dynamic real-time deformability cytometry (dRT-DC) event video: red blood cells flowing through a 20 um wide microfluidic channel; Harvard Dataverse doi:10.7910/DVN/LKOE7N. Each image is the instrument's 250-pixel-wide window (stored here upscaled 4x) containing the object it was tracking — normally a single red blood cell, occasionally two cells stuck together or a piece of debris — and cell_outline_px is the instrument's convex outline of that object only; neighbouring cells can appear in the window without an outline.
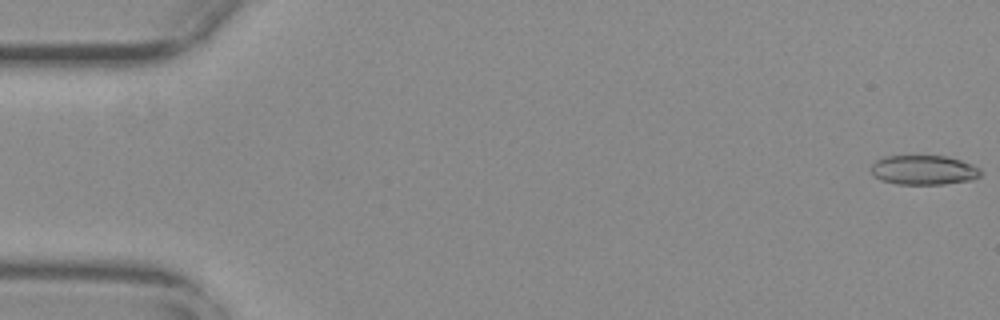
{"species": "common noctule bat (a hibernating species)", "species_latin": "Nyctalus noctula", "temperature_condition": "warm", "stored_images_in_passage": 56, "camera_frame_rate_fps": 3000, "um_per_image_px": 0.085, "animal": {"sex": "female", "body_mass_g": 29.2, "forearm_length_mm": 56.3}, "frame": {"image": 1, "passage_image": 1, "time_ms": 0.0, "image_size_px": [1000, 320], "cell_outline_px": [[980, 176], [972, 180], [944, 184], [896, 184], [880, 180], [872, 176], [872, 164], [876, 160], [884, 156], [944, 156], [960, 160], [972, 164], [980, 168]], "centroid_in_image_um": [78.5, 14.46], "position_along_channel_um": 6.5, "area_um2": 18.9}}
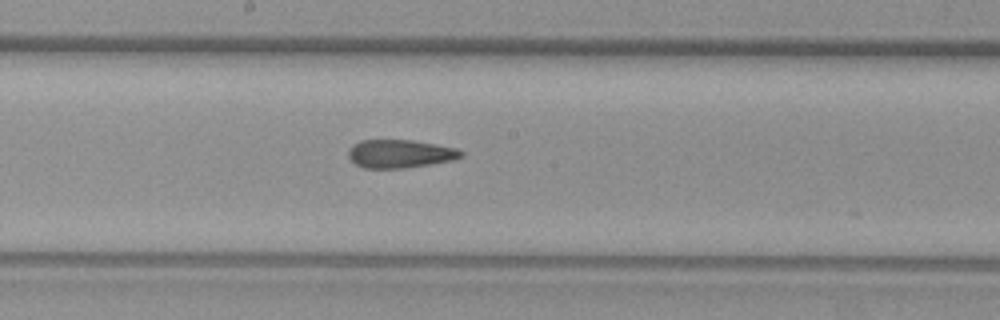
{"frame": {"image": 2, "passage_image": 30, "time_ms": 9.667, "image_size_px": [1000, 320], "cell_outline_px": [[464, 156], [452, 160], [404, 168], [364, 168], [356, 164], [348, 156], [348, 148], [352, 144], [360, 140], [412, 140], [456, 148], [464, 152]], "centroid_in_image_um": [33.97, 13.06], "position_along_channel_um": 214.2, "area_um2": 18.5}}
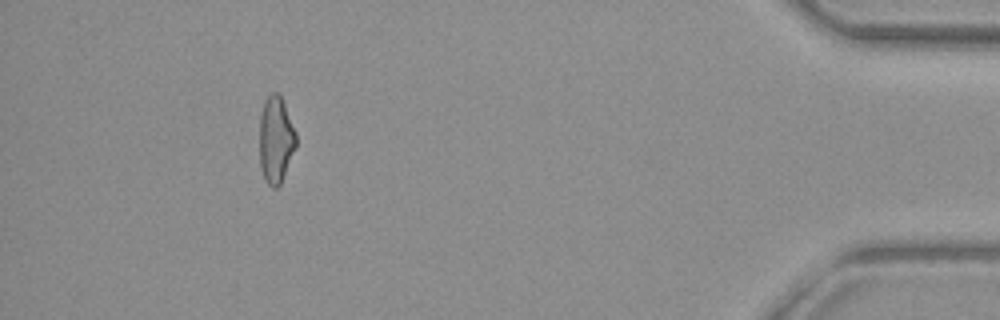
{"frame": {"image": 3, "passage_image": 51, "time_ms": 16.667, "image_size_px": [1000, 320], "cell_outline_px": [[296, 144], [280, 184], [276, 188], [272, 188], [268, 184], [264, 176], [260, 164], [260, 112], [264, 100], [272, 92], [280, 92], [296, 132]], "centroid_in_image_um": [23.43, 11.8], "position_along_channel_um": 411.8, "area_um2": 18.38}, "authors_computed_cell_mechanics": {"area_um2": 19.0162, "velocity_mm_per_s": 3.7575, "shape_relaxation_time_tau1_ms": null, "shape_relaxation_time_tau2_ms": 1.5475, "deformation_change_tau1": null, "deformation_change_tau2": 0.0975}}